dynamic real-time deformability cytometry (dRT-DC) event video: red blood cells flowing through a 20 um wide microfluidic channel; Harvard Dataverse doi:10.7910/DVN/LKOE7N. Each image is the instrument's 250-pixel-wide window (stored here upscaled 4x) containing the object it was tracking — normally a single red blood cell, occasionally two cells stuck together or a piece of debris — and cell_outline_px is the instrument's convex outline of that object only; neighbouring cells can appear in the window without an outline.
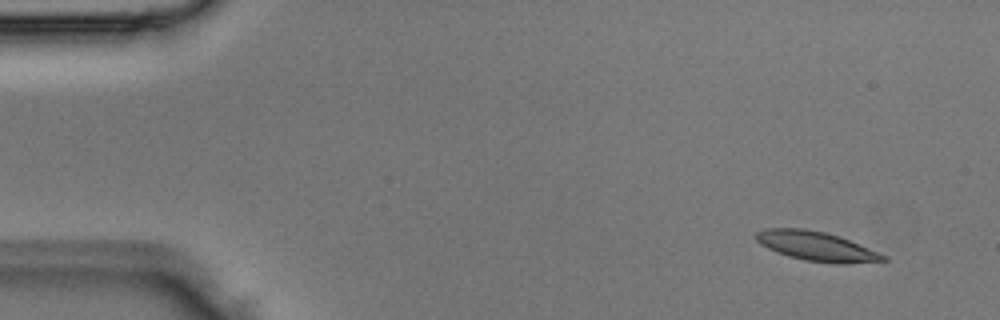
{"species": "Egyptian fruit bat (a non-hibernating species)", "species_latin": "Rousettus aegyptiacus", "temperature_condition": "room temperature", "stored_images_in_passage": 2, "segment_of_instrument_passage": [2, 2], "camera_frame_rate_fps": 3000, "um_per_image_px": 0.085, "animal": {"sex": "male"}, "frame": {"image": 1, "passage_image": 2, "time_ms": 0.333, "image_size_px": [1000, 320], "cell_outline_px": [[888, 260], [848, 264], [836, 264], [804, 260], [788, 256], [776, 252], [760, 244], [756, 240], [756, 232], [768, 228], [804, 228], [824, 232], [840, 236], [888, 256]], "centroid_in_image_um": [69.42, 20.94], "position_along_channel_um": 15.6, "area_um2": 21.85}}